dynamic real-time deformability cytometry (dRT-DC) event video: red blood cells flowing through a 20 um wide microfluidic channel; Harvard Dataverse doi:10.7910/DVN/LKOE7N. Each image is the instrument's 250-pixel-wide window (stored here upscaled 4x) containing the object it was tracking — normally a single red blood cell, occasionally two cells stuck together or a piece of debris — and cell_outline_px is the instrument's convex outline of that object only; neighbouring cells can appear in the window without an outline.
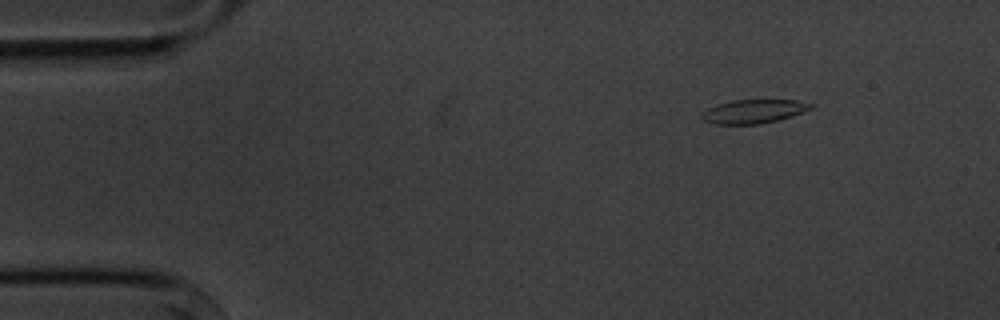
{"species": "common noctule bat (a hibernating species)", "species_latin": "Nyctalus noctula", "temperature_condition": "cold", "stored_images_in_passage": 4, "camera_frame_rate_fps": 3000, "um_per_image_px": 0.085, "animal": {"sex": "male", "body_mass_g": 20.1, "forearm_length_mm": 53.5}, "frame": {"image": 1, "passage_image": 1, "time_ms": 0.0, "image_size_px": [1000, 320], "cell_outline_px": [[816, 104], [812, 108], [804, 112], [780, 120], [760, 124], [716, 124], [704, 120], [700, 116], [700, 112], [716, 104], [732, 100], [796, 100]], "centroid_in_image_um": [64.07, 9.46], "position_along_channel_um": 20.9, "area_um2": 15.32}}
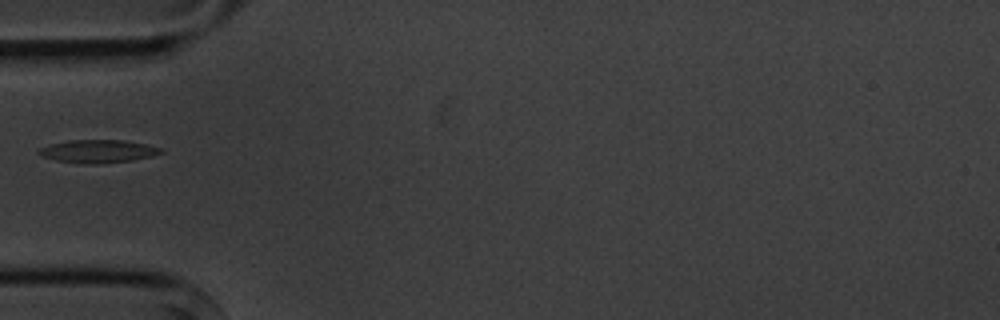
{"frame": {"image": 2, "passage_image": 4, "time_ms": 3.667, "image_size_px": [1000, 320], "cell_outline_px": [[164, 152], [152, 156], [132, 160], [100, 164], [84, 164], [56, 160], [40, 156], [36, 152], [40, 148], [48, 144], [68, 140], [124, 140], [144, 144], [160, 148]], "centroid_in_image_um": [8.27, 12.86], "position_along_channel_um": 76.7, "area_um2": 16.42}}